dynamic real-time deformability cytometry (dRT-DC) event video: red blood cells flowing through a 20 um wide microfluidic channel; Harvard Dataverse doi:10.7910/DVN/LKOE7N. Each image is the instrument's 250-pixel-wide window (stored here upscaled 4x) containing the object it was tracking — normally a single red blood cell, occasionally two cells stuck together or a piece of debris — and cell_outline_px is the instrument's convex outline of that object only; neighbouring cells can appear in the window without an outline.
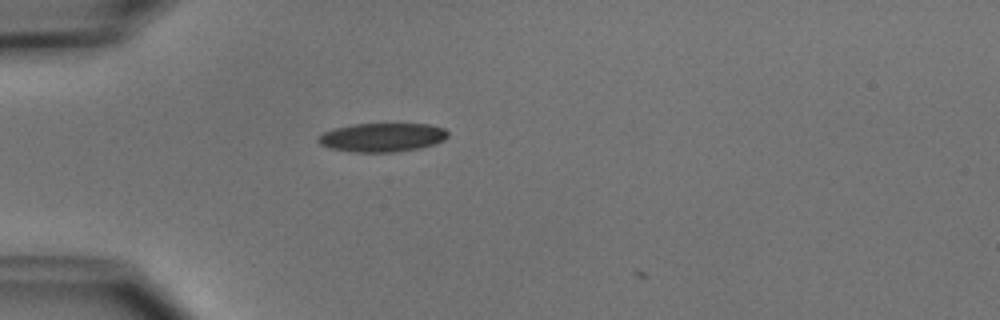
{"species": "common noctule bat (a hibernating species)", "species_latin": "Nyctalus noctula", "temperature_condition": "cold", "stored_images_in_passage": 1, "camera_frame_rate_fps": 3000, "um_per_image_px": 0.085, "animal": {"sex": "male", "body_mass_g": 15.6}, "frame": {"image": 1, "passage_image": 1, "time_ms": 0.0, "image_size_px": [1000, 320], "cell_outline_px": [[448, 136], [444, 140], [436, 144], [420, 148], [392, 152], [352, 152], [328, 148], [320, 144], [316, 140], [324, 132], [336, 128], [352, 124], [428, 124], [444, 128], [448, 132]], "centroid_in_image_um": [32.5, 11.68], "position_along_channel_um": 52.5, "area_um2": 21.79}}